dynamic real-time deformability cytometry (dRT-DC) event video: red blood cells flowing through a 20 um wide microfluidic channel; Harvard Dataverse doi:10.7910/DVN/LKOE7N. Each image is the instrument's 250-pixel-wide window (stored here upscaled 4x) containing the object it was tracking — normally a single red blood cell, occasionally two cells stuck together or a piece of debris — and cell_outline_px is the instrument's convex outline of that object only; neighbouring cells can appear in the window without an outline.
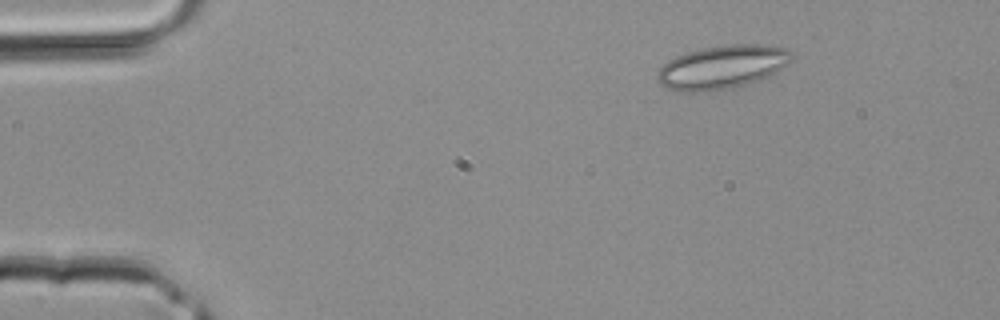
{"species": "common noctule bat (a hibernating species)", "species_latin": "Nyctalus noctula", "temperature_condition": "room temperature", "stored_images_in_passage": 35, "camera_frame_rate_fps": 3000, "um_per_image_px": 0.085, "animal": {"sex": "male", "body_mass_g": 20.4}, "frame": {"image": 1, "passage_image": 1, "time_ms": 0.0, "image_size_px": [1000, 320], "cell_outline_px": [[796, 56], [788, 64], [768, 76], [752, 84], [740, 88], [712, 92], [680, 92], [664, 88], [656, 80], [656, 72], [668, 60], [676, 56], [688, 52], [704, 48], [728, 44], [764, 44], [788, 48]], "centroid_in_image_um": [61.41, 5.73], "position_along_channel_um": 23.6, "area_um2": 35.08}}
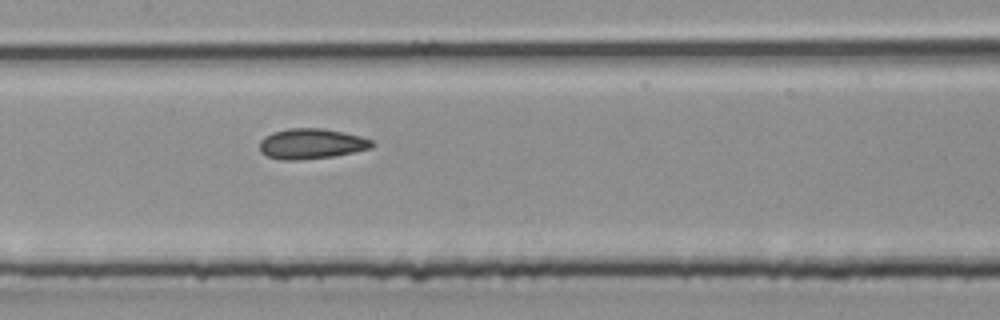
{"frame": {"image": 2, "passage_image": 15, "time_ms": 4.667, "image_size_px": [1000, 320], "cell_outline_px": [[376, 144], [372, 148], [332, 156], [300, 160], [284, 160], [268, 156], [260, 152], [260, 140], [264, 136], [272, 132], [288, 128], [324, 128], [344, 132], [360, 136], [372, 140]], "centroid_in_image_um": [26.46, 12.21], "position_along_channel_um": 180.9, "area_um2": 19.94}}
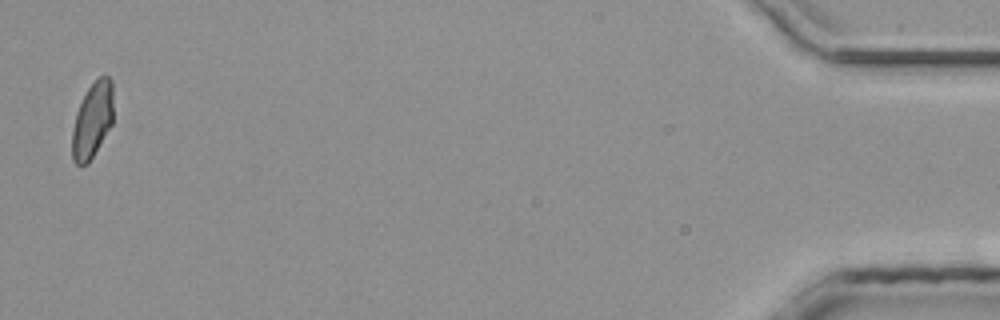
{"frame": {"image": 3, "passage_image": 35, "time_ms": 11.333, "image_size_px": [1000, 320], "cell_outline_px": [[112, 124], [88, 164], [76, 164], [72, 160], [72, 128], [76, 112], [88, 88], [100, 76], [108, 76], [112, 80]], "centroid_in_image_um": [7.84, 10.23], "position_along_channel_um": 427.4, "area_um2": 17.98}}